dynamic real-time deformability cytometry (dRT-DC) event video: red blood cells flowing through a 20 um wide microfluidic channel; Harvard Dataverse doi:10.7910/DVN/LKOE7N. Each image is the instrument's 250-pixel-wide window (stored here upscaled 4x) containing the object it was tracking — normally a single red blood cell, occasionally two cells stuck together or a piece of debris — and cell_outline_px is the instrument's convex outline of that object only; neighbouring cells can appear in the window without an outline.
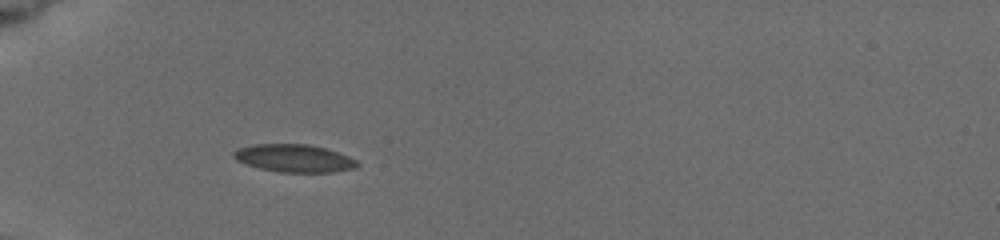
{"species": "common noctule bat (a hibernating species)", "species_latin": "Nyctalus noctula", "temperature_condition": "cold", "stored_images_in_passage": 7, "camera_frame_rate_fps": 3000, "um_per_image_px": 0.085, "animal": {"sex": "female", "body_mass_g": 19.5, "forearm_length_mm": 54.1}, "frame": {"image": 1, "passage_image": 6, "time_ms": 4.333, "image_size_px": [1000, 240], "cell_outline_px": [[360, 164], [356, 168], [332, 172], [280, 172], [260, 168], [236, 160], [232, 156], [232, 152], [240, 148], [256, 144], [308, 144], [324, 148], [348, 156], [356, 160]], "centroid_in_image_um": [25.01, 13.45], "position_along_channel_um": 60.0, "area_um2": 19.77}}